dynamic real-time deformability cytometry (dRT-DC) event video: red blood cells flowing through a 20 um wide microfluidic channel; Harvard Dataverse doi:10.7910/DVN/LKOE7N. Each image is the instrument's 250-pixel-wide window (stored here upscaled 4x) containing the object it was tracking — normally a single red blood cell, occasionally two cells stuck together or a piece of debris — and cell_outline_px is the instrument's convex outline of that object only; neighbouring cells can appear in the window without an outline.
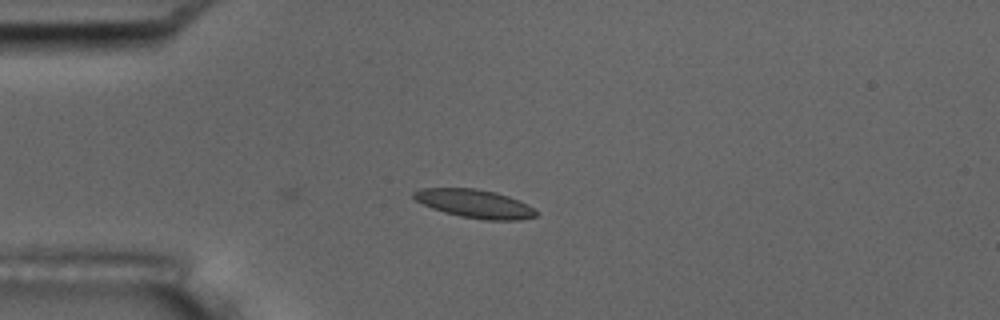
{"species": "common noctule bat (a hibernating species)", "species_latin": "Nyctalus noctula", "temperature_condition": "room temperature", "stored_images_in_passage": 5, "camera_frame_rate_fps": 3000, "um_per_image_px": 0.085, "animal": {"sex": "male", "body_mass_g": 17.5, "forearm_length_mm": 52.3}, "frame": {"image": 1, "passage_image": 5, "time_ms": 4.667, "image_size_px": [1000, 320], "cell_outline_px": [[540, 212], [536, 216], [520, 220], [484, 220], [460, 216], [444, 212], [432, 208], [416, 200], [412, 196], [412, 192], [420, 188], [476, 188], [496, 192], [520, 200], [528, 204]], "centroid_in_image_um": [40.39, 17.31], "position_along_channel_um": 44.6, "area_um2": 20.46}}